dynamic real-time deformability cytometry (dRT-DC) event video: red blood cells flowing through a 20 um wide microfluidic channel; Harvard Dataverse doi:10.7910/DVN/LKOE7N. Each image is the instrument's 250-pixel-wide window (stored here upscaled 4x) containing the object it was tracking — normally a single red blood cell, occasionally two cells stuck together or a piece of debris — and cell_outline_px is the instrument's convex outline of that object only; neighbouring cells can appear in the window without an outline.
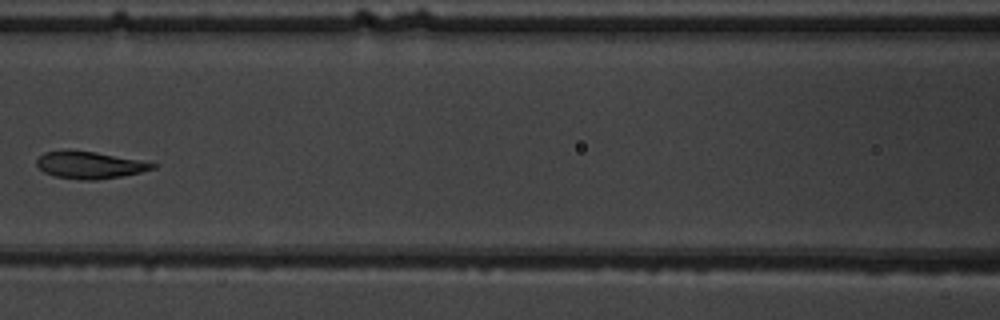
{"species": "common noctule bat (a hibernating species)", "species_latin": "Nyctalus noctula", "temperature_condition": "warm", "stored_images_in_passage": 7, "camera_frame_rate_fps": 3000, "um_per_image_px": 0.085, "animal": {"sex": "male", "body_mass_g": 19.5, "forearm_length_mm": 54.6}, "frame": {"image": 1, "passage_image": 6, "time_ms": 6.0, "image_size_px": [1000, 320], "cell_outline_px": [[160, 164], [156, 168], [140, 172], [120, 176], [92, 180], [84, 180], [56, 176], [44, 172], [36, 164], [36, 160], [44, 152], [68, 148], [96, 152]], "centroid_in_image_um": [7.6, 13.99], "position_along_channel_um": 159.0, "area_um2": 18.38}}
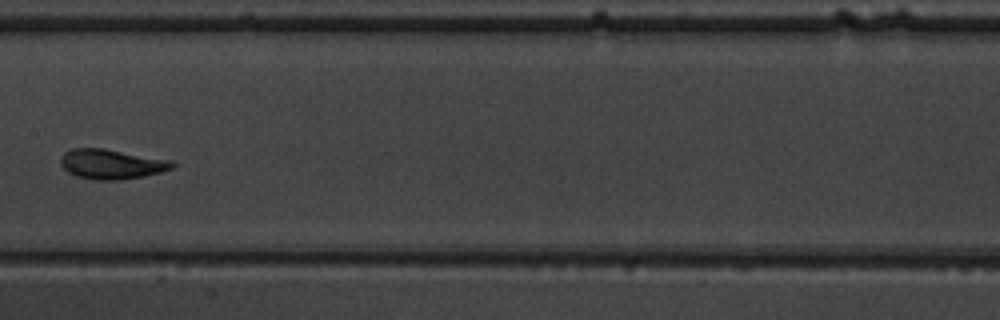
{"frame": {"image": 2, "passage_image": 7, "time_ms": 7.0, "image_size_px": [1000, 320], "cell_outline_px": [[176, 164], [172, 168], [160, 172], [144, 176], [120, 180], [96, 180], [76, 176], [68, 172], [60, 164], [60, 156], [64, 152], [72, 148], [104, 148], [172, 160]], "centroid_in_image_um": [9.46, 13.94], "position_along_channel_um": 197.9, "area_um2": 19.54}}